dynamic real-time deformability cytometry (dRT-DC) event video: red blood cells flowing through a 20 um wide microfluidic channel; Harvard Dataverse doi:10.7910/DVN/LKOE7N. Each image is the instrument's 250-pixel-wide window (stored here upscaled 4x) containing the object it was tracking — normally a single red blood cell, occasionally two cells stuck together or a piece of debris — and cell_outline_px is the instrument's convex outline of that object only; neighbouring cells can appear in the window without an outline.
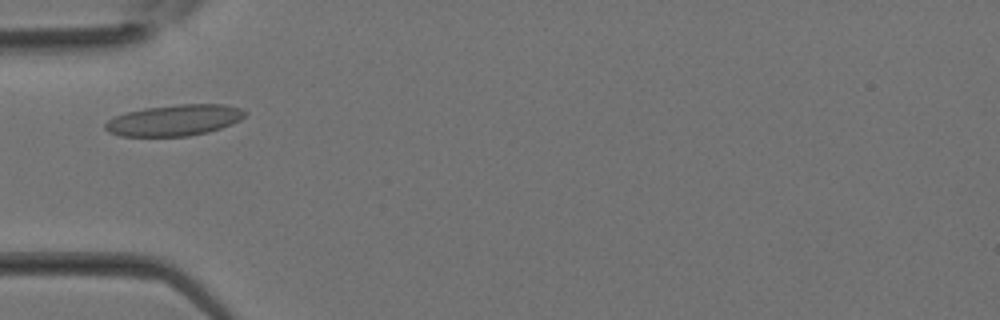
{"species": "Egyptian fruit bat (a non-hibernating species)", "species_latin": "Rousettus aegyptiacus", "temperature_condition": "room temperature", "stored_images_in_passage": 22, "camera_frame_rate_fps": 3000, "um_per_image_px": 0.085, "animal": {"sex": "female"}, "frame": {"image": 1, "passage_image": 1, "time_ms": 0.0, "image_size_px": [1000, 320], "cell_outline_px": [[248, 112], [240, 120], [232, 124], [208, 132], [188, 136], [120, 136], [108, 132], [104, 128], [104, 124], [108, 120], [116, 116], [128, 112], [144, 108], [180, 104], [224, 104], [240, 108]], "centroid_in_image_um": [14.83, 10.22], "position_along_channel_um": 70.2, "area_um2": 25.32}}
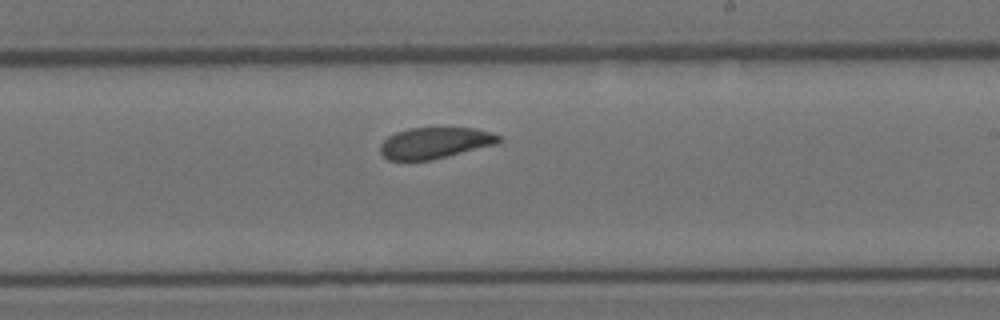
{"frame": {"image": 2, "passage_image": 10, "time_ms": 3.0, "image_size_px": [1000, 320], "cell_outline_px": [[504, 140], [496, 144], [432, 160], [388, 160], [380, 152], [380, 144], [388, 136], [396, 132], [408, 128], [476, 128], [492, 132], [504, 136]], "centroid_in_image_um": [37.01, 12.14], "position_along_channel_um": 252.0, "area_um2": 21.73}}
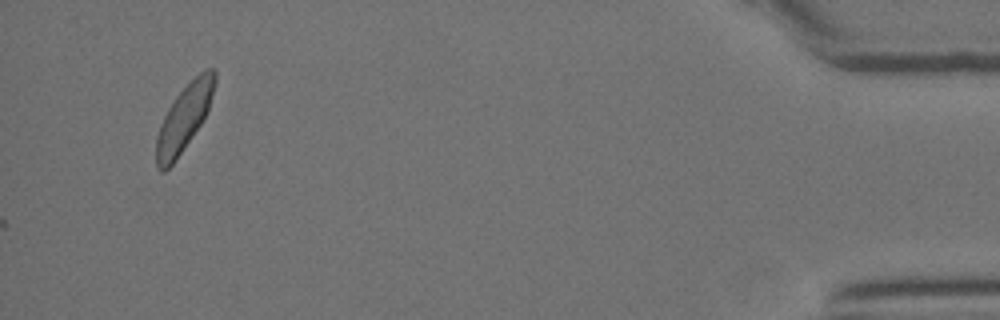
{"frame": {"image": 3, "passage_image": 22, "time_ms": 7.0, "image_size_px": [1000, 320], "cell_outline_px": [[216, 84], [208, 108], [200, 124], [172, 164], [164, 172], [160, 172], [156, 168], [156, 136], [164, 116], [168, 108], [176, 96], [204, 68], [216, 68]], "centroid_in_image_um": [15.64, 10.01], "position_along_channel_um": 419.6, "area_um2": 22.08}}